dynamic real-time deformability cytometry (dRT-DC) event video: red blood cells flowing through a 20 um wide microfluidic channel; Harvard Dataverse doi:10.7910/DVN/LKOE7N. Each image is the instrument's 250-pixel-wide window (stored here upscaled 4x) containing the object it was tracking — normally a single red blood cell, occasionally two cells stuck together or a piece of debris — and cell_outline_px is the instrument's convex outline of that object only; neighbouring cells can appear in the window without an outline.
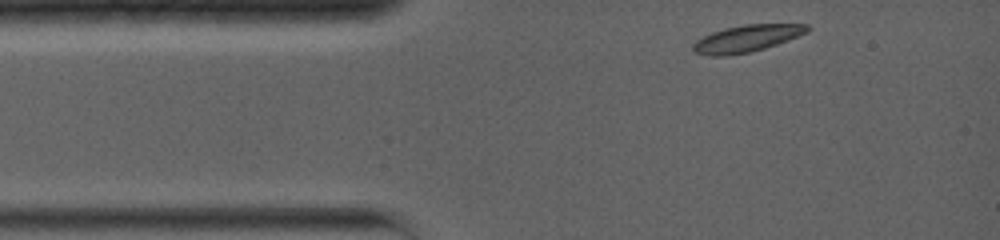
{"species": "common noctule bat (a hibernating species)", "species_latin": "Nyctalus noctula", "temperature_condition": "warm", "stored_images_in_passage": 14, "camera_frame_rate_fps": 5000, "um_per_image_px": 0.085, "animal": {"sex": "female", "body_mass_g": 19.0, "forearm_length_mm": 56.7}, "frame": {"image": 1, "passage_image": 1, "time_ms": 0.0, "image_size_px": [1000, 240], "cell_outline_px": [[812, 28], [808, 32], [788, 40], [764, 48], [748, 52], [728, 56], [708, 56], [696, 52], [692, 48], [692, 44], [696, 40], [712, 32], [724, 28], [744, 24], [808, 24]], "centroid_in_image_um": [63.48, 3.26], "position_along_channel_um": 21.5, "area_um2": 17.92}}
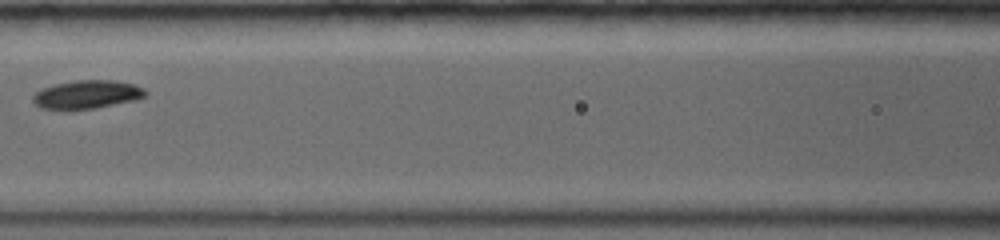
{"frame": {"image": 2, "passage_image": 8, "time_ms": 4.4, "image_size_px": [1000, 240], "cell_outline_px": [[148, 92], [144, 96], [136, 100], [96, 108], [68, 112], [40, 108], [32, 100], [32, 96], [40, 88], [56, 84], [76, 80], [116, 80], [132, 84], [144, 88]], "centroid_in_image_um": [7.34, 8.06], "position_along_channel_um": 159.3, "area_um2": 19.19}}
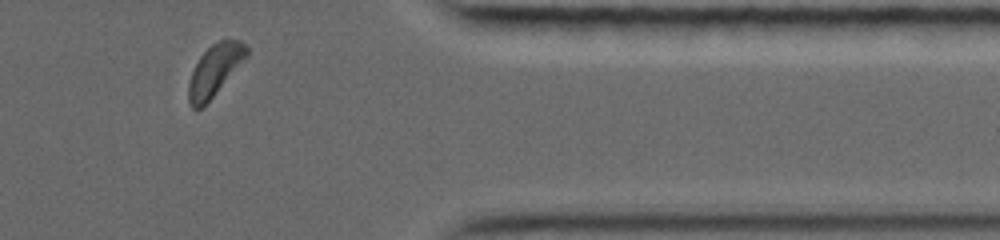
{"frame": {"image": 3, "passage_image": 14, "time_ms": 10.8, "image_size_px": [1000, 240], "cell_outline_px": [[248, 56], [212, 96], [200, 108], [192, 108], [188, 100], [188, 84], [192, 72], [200, 56], [212, 44], [220, 40], [240, 40], [248, 48]], "centroid_in_image_um": [18.25, 5.94], "position_along_channel_um": 393.1, "area_um2": 16.82}, "authors_computed_cell_mechanics": {"area_um2": 18.0914, "velocity_mm_per_s": 3.8881, "shape_relaxation_time_tau1_ms": 1.4941, "shape_relaxation_time_tau2_ms": 7.3665, "deformation_change_tau1": 0.0727, "deformation_change_tau2": 0.1174}}